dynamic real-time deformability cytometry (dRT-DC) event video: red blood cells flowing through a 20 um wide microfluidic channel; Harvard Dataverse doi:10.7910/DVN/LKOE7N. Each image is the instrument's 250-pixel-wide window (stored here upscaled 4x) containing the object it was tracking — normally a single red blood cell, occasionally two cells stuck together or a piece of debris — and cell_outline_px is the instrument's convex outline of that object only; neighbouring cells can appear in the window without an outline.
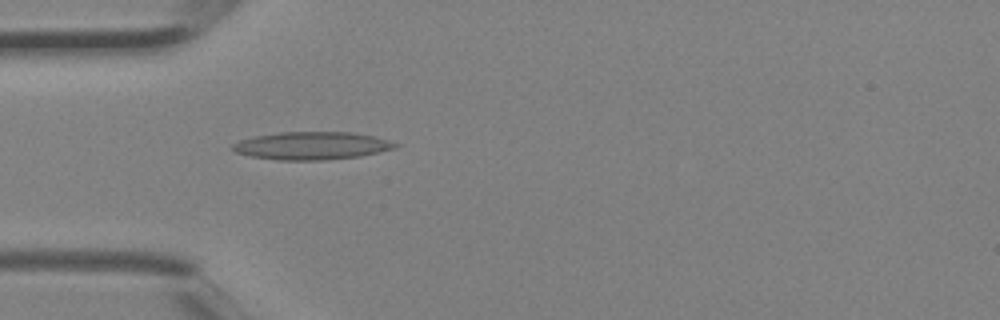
{"species": "Egyptian fruit bat (a non-hibernating species)", "species_latin": "Rousettus aegyptiacus", "temperature_condition": "room temperature", "stored_images_in_passage": 1, "camera_frame_rate_fps": 3000, "um_per_image_px": 0.085, "animal": {"sex": "female"}, "frame": {"image": 1, "passage_image": 1, "time_ms": 0.0, "image_size_px": [1000, 320], "cell_outline_px": [[400, 144], [396, 148], [360, 156], [324, 160], [276, 160], [252, 156], [236, 152], [232, 148], [232, 144], [240, 140], [256, 136], [280, 132], [352, 132], [372, 136], [388, 140]], "centroid_in_image_um": [26.51, 12.38], "position_along_channel_um": 58.5, "area_um2": 26.18}}